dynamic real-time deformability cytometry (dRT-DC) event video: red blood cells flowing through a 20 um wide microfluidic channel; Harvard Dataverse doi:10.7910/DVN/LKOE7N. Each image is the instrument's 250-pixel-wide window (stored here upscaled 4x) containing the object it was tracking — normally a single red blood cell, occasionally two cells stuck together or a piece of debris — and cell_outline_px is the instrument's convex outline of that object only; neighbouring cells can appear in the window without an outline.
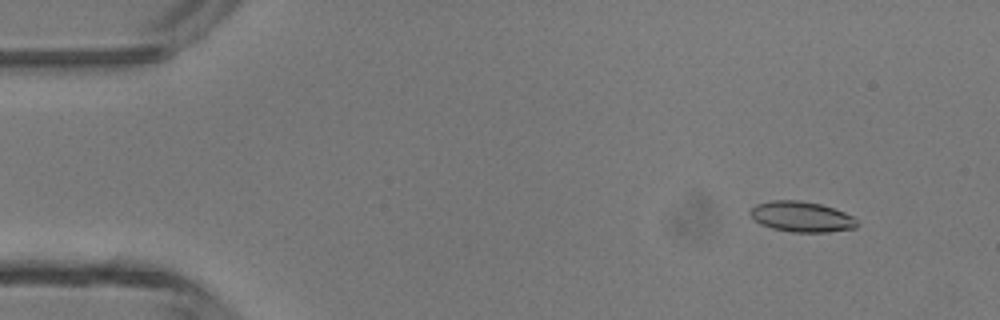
{"species": "common noctule bat (a hibernating species)", "species_latin": "Nyctalus noctula", "temperature_condition": "room temperature", "stored_images_in_passage": 48, "camera_frame_rate_fps": 3000, "um_per_image_px": 0.085, "animal": {"sex": "male", "body_mass_g": 13.3}, "frame": {"image": 1, "passage_image": 5, "time_ms": 1.333, "image_size_px": [1000, 320], "cell_outline_px": [[856, 228], [828, 232], [792, 232], [772, 228], [760, 224], [752, 220], [748, 212], [756, 204], [772, 200], [800, 200], [820, 204], [844, 212], [852, 216], [856, 220]], "centroid_in_image_um": [68.08, 18.42], "position_along_channel_um": 16.9, "area_um2": 19.02}}
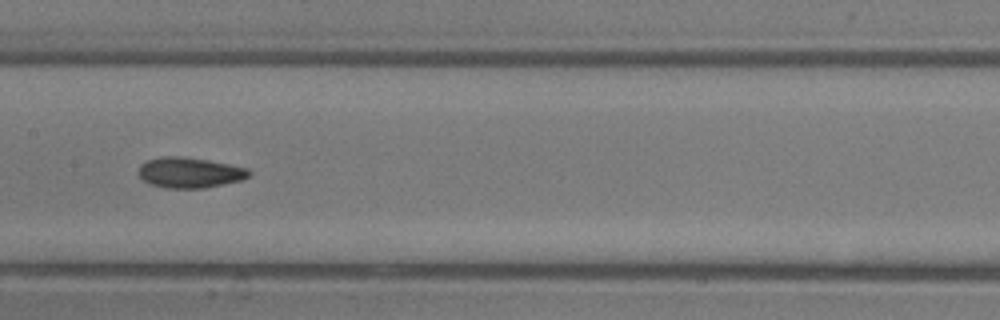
{"frame": {"image": 2, "passage_image": 24, "time_ms": 7.667, "image_size_px": [1000, 320], "cell_outline_px": [[252, 172], [248, 176], [240, 180], [204, 188], [164, 188], [148, 184], [140, 176], [140, 164], [148, 160], [164, 156], [180, 156], [208, 160], [248, 168]], "centroid_in_image_um": [16.11, 14.67], "position_along_channel_um": 191.3, "area_um2": 19.48}}
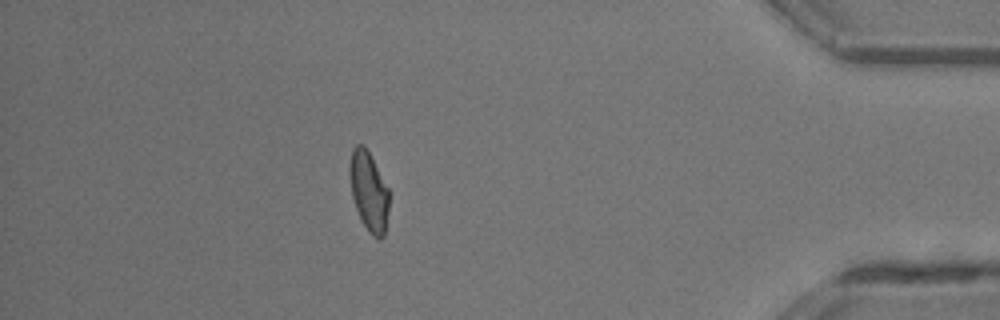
{"frame": {"image": 3, "passage_image": 42, "time_ms": 13.667, "image_size_px": [1000, 320], "cell_outline_px": [[388, 212], [384, 236], [380, 240], [376, 240], [368, 232], [356, 208], [352, 196], [348, 172], [348, 168], [352, 148], [356, 144], [364, 144], [388, 188]], "centroid_in_image_um": [31.33, 16.26], "position_along_channel_um": 403.9, "area_um2": 18.26}, "authors_computed_cell_mechanics": {"area_um2": 18.9295, "velocity_mm_per_s": 4.3564, "shape_relaxation_time_tau1_ms": 4.2136, "shape_relaxation_time_tau2_ms": 2.3243, "deformation_change_tau1": 0.1173, "deformation_change_tau2": 0.0867}}